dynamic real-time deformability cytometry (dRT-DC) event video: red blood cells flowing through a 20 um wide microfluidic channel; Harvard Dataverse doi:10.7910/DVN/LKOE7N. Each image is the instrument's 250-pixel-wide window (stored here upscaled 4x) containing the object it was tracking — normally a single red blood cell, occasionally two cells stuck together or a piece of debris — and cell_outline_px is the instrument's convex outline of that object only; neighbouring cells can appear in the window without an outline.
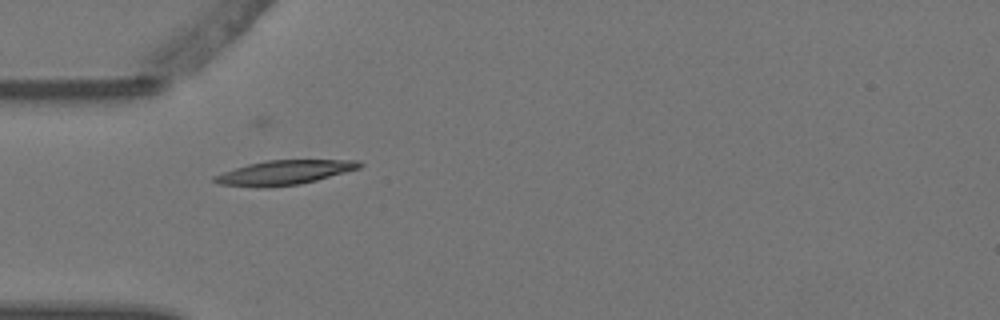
{"species": "Egyptian fruit bat (a non-hibernating species)", "species_latin": "Rousettus aegyptiacus", "temperature_condition": "warm", "stored_images_in_passage": 4, "camera_frame_rate_fps": 3000, "um_per_image_px": 0.085, "animal": {"sex": "female"}, "frame": {"image": 1, "passage_image": 4, "time_ms": 1.0, "image_size_px": [1000, 320], "cell_outline_px": [[364, 164], [360, 168], [316, 180], [300, 184], [268, 188], [256, 188], [216, 184], [212, 180], [212, 176], [248, 164], [268, 160], [360, 160]], "centroid_in_image_um": [24.13, 14.68], "position_along_channel_um": 60.9, "area_um2": 20.81}}